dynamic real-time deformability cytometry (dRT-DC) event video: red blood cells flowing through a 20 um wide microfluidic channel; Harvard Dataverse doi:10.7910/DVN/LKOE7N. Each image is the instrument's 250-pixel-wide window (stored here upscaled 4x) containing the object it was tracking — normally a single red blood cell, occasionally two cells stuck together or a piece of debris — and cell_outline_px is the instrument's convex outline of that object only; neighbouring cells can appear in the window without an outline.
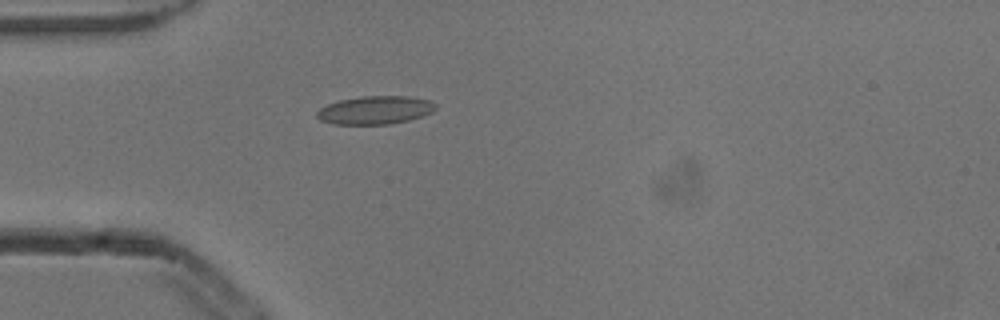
{"species": "common noctule bat (a hibernating species)", "species_latin": "Nyctalus noctula", "temperature_condition": "cold", "stored_images_in_passage": 3, "camera_frame_rate_fps": 3000, "um_per_image_px": 0.085, "animal": {"sex": "male", "body_mass_g": 13.3}, "frame": {"image": 1, "passage_image": 3, "time_ms": 0.667, "image_size_px": [1000, 320], "cell_outline_px": [[436, 108], [432, 112], [424, 116], [408, 120], [388, 124], [332, 124], [320, 120], [316, 116], [316, 112], [320, 108], [328, 104], [340, 100], [360, 96], [408, 96], [428, 100], [436, 104]], "centroid_in_image_um": [31.88, 9.36], "position_along_channel_um": 53.1, "area_um2": 19.54}}